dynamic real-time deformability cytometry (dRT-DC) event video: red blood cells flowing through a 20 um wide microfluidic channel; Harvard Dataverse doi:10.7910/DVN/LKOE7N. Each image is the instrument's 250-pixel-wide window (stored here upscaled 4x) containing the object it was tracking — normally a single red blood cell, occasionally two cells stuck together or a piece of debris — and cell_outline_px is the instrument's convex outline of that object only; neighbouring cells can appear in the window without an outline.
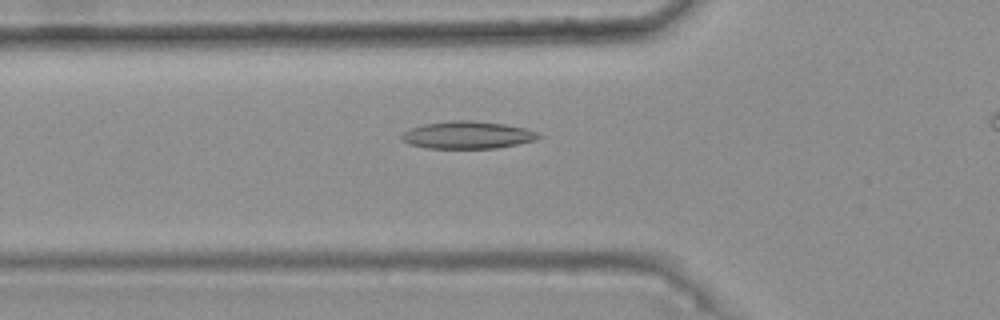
{"species": "common noctule bat (a hibernating species)", "species_latin": "Nyctalus noctula", "temperature_condition": "warm", "stored_images_in_passage": 40, "camera_frame_rate_fps": 3000, "um_per_image_px": 0.085, "animal": {"sex": "female", "body_mass_g": 25.1}, "frame": {"image": 1, "passage_image": 9, "time_ms": 2.667, "image_size_px": [1000, 320], "cell_outline_px": [[544, 136], [536, 140], [496, 148], [428, 148], [412, 144], [404, 140], [400, 136], [404, 132], [412, 128], [424, 124], [452, 120], [468, 120], [504, 124], [524, 128], [536, 132]], "centroid_in_image_um": [39.78, 11.47], "position_along_channel_um": 86.0, "area_um2": 21.56}}
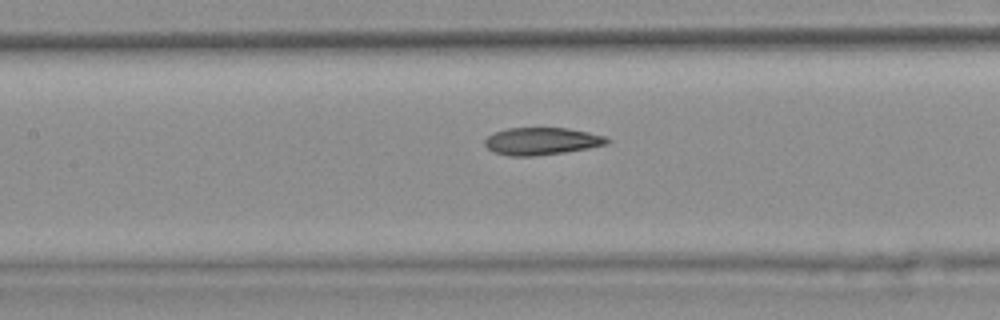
{"frame": {"image": 2, "passage_image": 15, "time_ms": 4.667, "image_size_px": [1000, 320], "cell_outline_px": [[612, 140], [608, 144], [588, 148], [564, 152], [536, 156], [508, 156], [492, 152], [484, 144], [484, 140], [488, 136], [496, 132], [508, 128], [568, 128], [588, 132], [604, 136]], "centroid_in_image_um": [46.04, 12.01], "position_along_channel_um": 161.4, "area_um2": 19.54}}
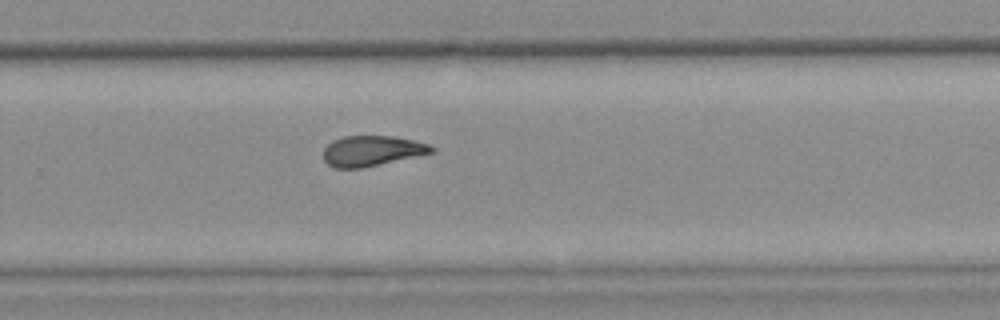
{"frame": {"image": 3, "passage_image": 26, "time_ms": 8.333, "image_size_px": [1000, 320], "cell_outline_px": [[436, 148], [432, 152], [360, 168], [336, 168], [328, 164], [324, 160], [324, 148], [332, 140], [344, 136], [392, 136], [412, 140], [428, 144]], "centroid_in_image_um": [31.56, 12.81], "position_along_channel_um": 298.2, "area_um2": 18.73}, "authors_computed_cell_mechanics": {"area_um2": 19.8543, "velocity_mm_per_s": 3.742, "shape_relaxation_time_tau1_ms": null, "shape_relaxation_time_tau2_ms": 3.6356, "deformation_change_tau1": null, "deformation_change_tau2": 0.1203}}